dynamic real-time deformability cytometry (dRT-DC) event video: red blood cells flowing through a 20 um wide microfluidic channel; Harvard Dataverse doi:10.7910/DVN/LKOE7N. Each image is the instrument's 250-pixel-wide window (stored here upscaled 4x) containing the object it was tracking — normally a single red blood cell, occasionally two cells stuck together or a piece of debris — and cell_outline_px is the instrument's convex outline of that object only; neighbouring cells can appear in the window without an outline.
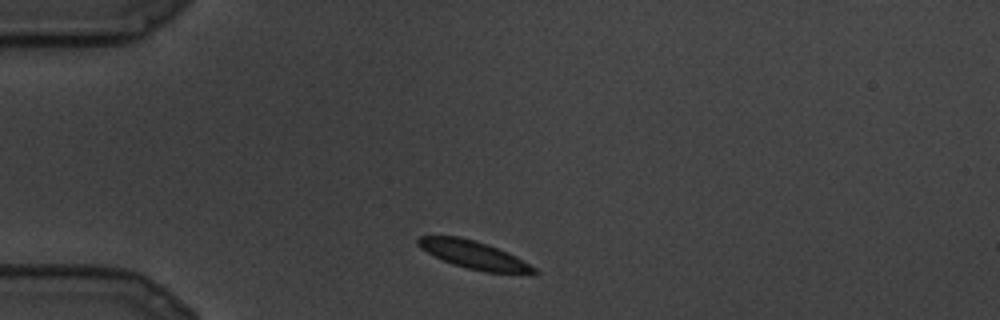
{"species": "common noctule bat (a hibernating species)", "species_latin": "Nyctalus noctula", "temperature_condition": "cold", "stored_images_in_passage": 10, "camera_frame_rate_fps": 3000, "um_per_image_px": 0.085, "animal": {"sex": "male", "body_mass_g": 19.5, "forearm_length_mm": 54.6}, "frame": {"image": 1, "passage_image": 1, "time_ms": 0.0, "image_size_px": [1000, 320], "cell_outline_px": [[540, 272], [484, 272], [452, 264], [420, 248], [416, 244], [416, 240], [420, 236], [460, 236], [476, 240], [488, 244], [508, 252], [516, 256], [536, 268]], "centroid_in_image_um": [40.23, 21.63], "position_along_channel_um": 44.8, "area_um2": 18.55}}
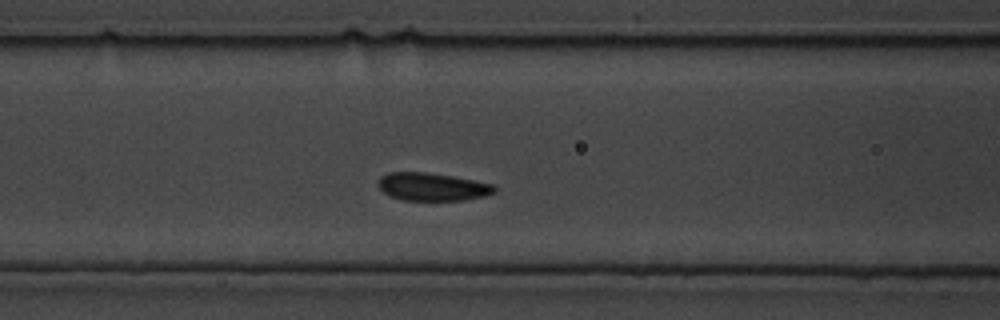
{"frame": {"image": 2, "passage_image": 6, "time_ms": 1.667, "image_size_px": [1000, 320], "cell_outline_px": [[496, 192], [484, 196], [464, 200], [404, 200], [392, 196], [384, 192], [376, 184], [380, 176], [388, 172], [424, 172], [452, 176], [492, 184], [496, 188]], "centroid_in_image_um": [36.72, 15.87], "position_along_channel_um": 129.9, "area_um2": 18.79}}
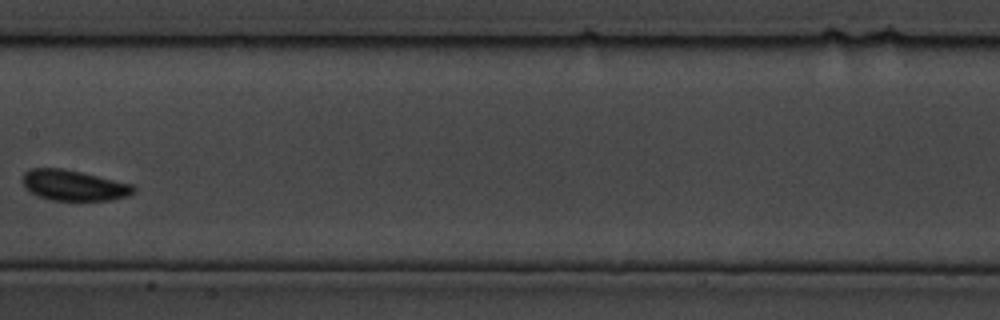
{"frame": {"image": 3, "passage_image": 9, "time_ms": 2.667, "image_size_px": [1000, 320], "cell_outline_px": [[136, 192], [112, 200], [52, 200], [40, 196], [24, 188], [24, 172], [32, 168], [60, 168], [80, 172], [132, 184], [136, 188]], "centroid_in_image_um": [6.28, 15.75], "position_along_channel_um": 201.1, "area_um2": 19.42}}